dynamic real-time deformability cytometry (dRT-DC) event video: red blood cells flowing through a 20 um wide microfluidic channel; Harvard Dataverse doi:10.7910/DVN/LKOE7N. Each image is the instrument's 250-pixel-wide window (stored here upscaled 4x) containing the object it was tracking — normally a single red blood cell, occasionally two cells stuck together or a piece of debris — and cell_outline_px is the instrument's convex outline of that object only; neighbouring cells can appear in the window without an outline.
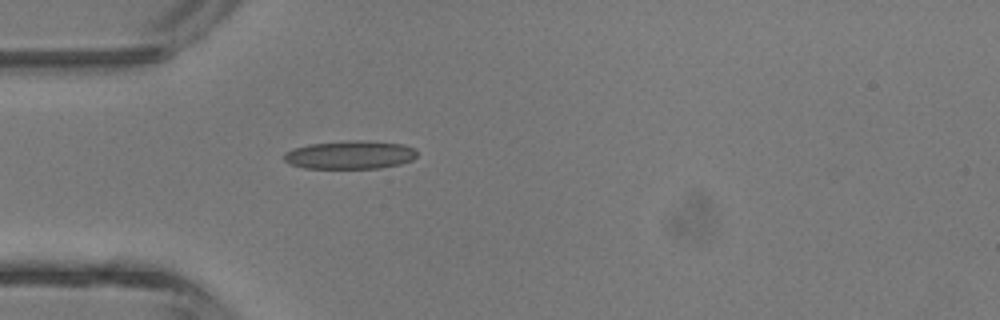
{"species": "common noctule bat (a hibernating species)", "species_latin": "Nyctalus noctula", "temperature_condition": "room temperature", "stored_images_in_passage": 32, "camera_frame_rate_fps": 3000, "um_per_image_px": 0.085, "animal": {"sex": "male", "body_mass_g": 13.3}, "frame": {"image": 1, "passage_image": 1, "time_ms": 0.0, "image_size_px": [1000, 320], "cell_outline_px": [[416, 156], [412, 160], [400, 164], [380, 168], [304, 168], [288, 164], [284, 160], [284, 152], [308, 144], [348, 140], [364, 140], [404, 144], [412, 148], [416, 152]], "centroid_in_image_um": [29.73, 13.16], "position_along_channel_um": 55.3, "area_um2": 22.02}}
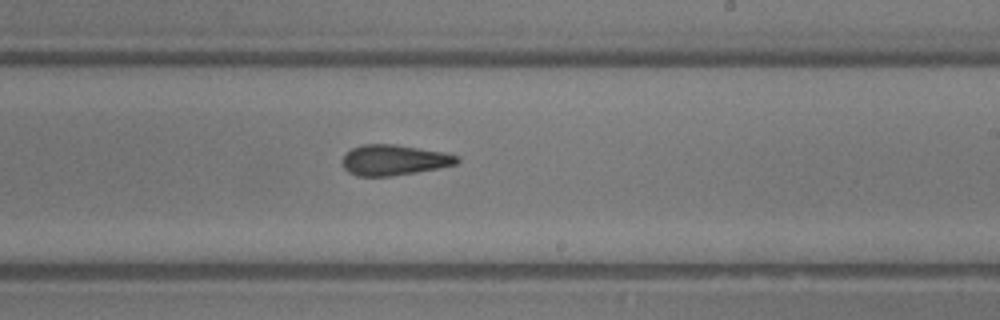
{"frame": {"image": 2, "passage_image": 14, "time_ms": 4.333, "image_size_px": [1000, 320], "cell_outline_px": [[460, 160], [456, 164], [440, 168], [392, 176], [356, 176], [348, 172], [344, 168], [344, 156], [352, 148], [364, 144], [396, 144], [444, 152], [460, 156]], "centroid_in_image_um": [33.53, 13.6], "position_along_channel_um": 255.5, "area_um2": 20.4}}
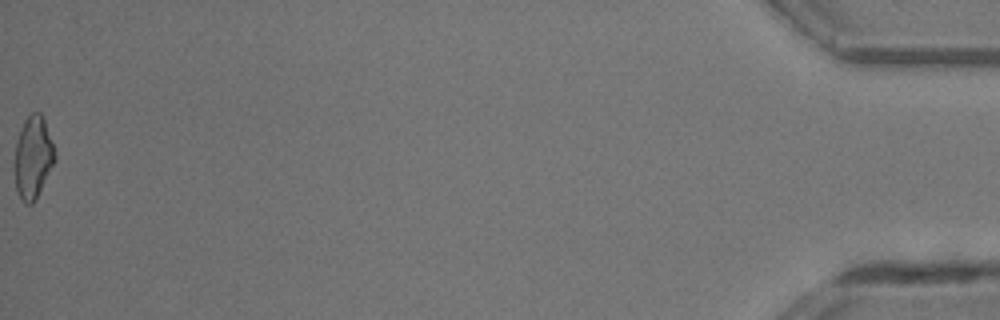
{"frame": {"image": 3, "passage_image": 32, "time_ms": 10.333, "image_size_px": [1000, 320], "cell_outline_px": [[56, 160], [36, 200], [32, 204], [24, 204], [16, 192], [16, 140], [24, 120], [32, 112], [40, 112], [44, 120], [56, 152]], "centroid_in_image_um": [2.83, 13.4], "position_along_channel_um": 432.4, "area_um2": 19.25}, "authors_computed_cell_mechanics": {"area_um2": 20.23, "velocity_mm_per_s": 4.7433, "shape_relaxation_time_tau1_ms": 9.3754, "shape_relaxation_time_tau2_ms": 2.6175, "deformation_change_tau1": 0.1927, "deformation_change_tau2": 0.1165}}